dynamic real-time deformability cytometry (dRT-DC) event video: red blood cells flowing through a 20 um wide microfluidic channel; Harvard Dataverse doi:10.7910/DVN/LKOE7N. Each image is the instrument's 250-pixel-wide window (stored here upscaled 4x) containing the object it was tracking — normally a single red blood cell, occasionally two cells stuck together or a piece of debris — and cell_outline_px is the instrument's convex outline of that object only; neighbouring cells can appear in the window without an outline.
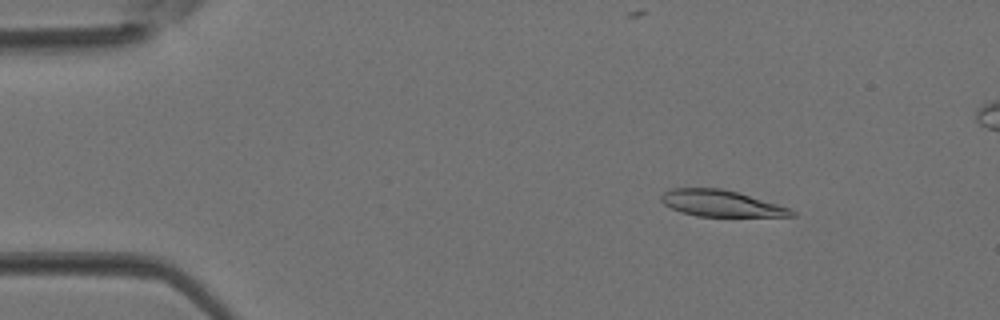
{"species": "Egyptian fruit bat (a non-hibernating species)", "species_latin": "Rousettus aegyptiacus", "temperature_condition": "room temperature", "stored_images_in_passage": 4, "camera_frame_rate_fps": 3000, "um_per_image_px": 0.085, "animal": {"sex": "female"}, "frame": {"image": 1, "passage_image": 2, "time_ms": 0.333, "image_size_px": [1000, 320], "cell_outline_px": [[796, 216], [696, 216], [680, 212], [664, 204], [660, 200], [660, 196], [664, 192], [672, 188], [720, 188], [736, 192], [776, 204], [788, 208], [796, 212]], "centroid_in_image_um": [61.23, 17.29], "position_along_channel_um": 23.8, "area_um2": 19.71}}